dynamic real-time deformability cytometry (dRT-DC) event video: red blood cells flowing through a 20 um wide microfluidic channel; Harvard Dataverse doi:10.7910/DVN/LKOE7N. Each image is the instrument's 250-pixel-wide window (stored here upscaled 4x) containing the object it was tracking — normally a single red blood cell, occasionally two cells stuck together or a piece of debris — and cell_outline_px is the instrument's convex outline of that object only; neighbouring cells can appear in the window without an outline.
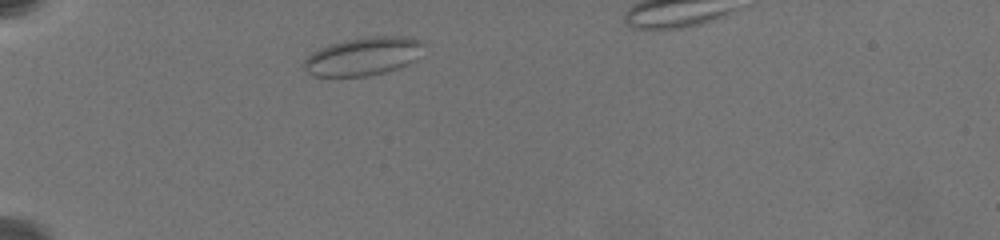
{"species": "common noctule bat (a hibernating species)", "species_latin": "Nyctalus noctula", "temperature_condition": "warm", "stored_images_in_passage": 6, "camera_frame_rate_fps": 3000, "um_per_image_px": 0.085, "animal": {"sex": "female", "body_mass_g": 19.5, "forearm_length_mm": 54.1}, "frame": {"image": 1, "passage_image": 5, "time_ms": 1.333, "image_size_px": [1000, 240], "cell_outline_px": [[424, 44], [416, 60], [408, 64], [384, 72], [368, 76], [312, 76], [300, 64], [312, 52], [320, 48], [344, 40], [364, 36], [404, 36], [420, 40]], "centroid_in_image_um": [30.85, 4.78], "position_along_channel_um": 54.2, "area_um2": 26.7}}